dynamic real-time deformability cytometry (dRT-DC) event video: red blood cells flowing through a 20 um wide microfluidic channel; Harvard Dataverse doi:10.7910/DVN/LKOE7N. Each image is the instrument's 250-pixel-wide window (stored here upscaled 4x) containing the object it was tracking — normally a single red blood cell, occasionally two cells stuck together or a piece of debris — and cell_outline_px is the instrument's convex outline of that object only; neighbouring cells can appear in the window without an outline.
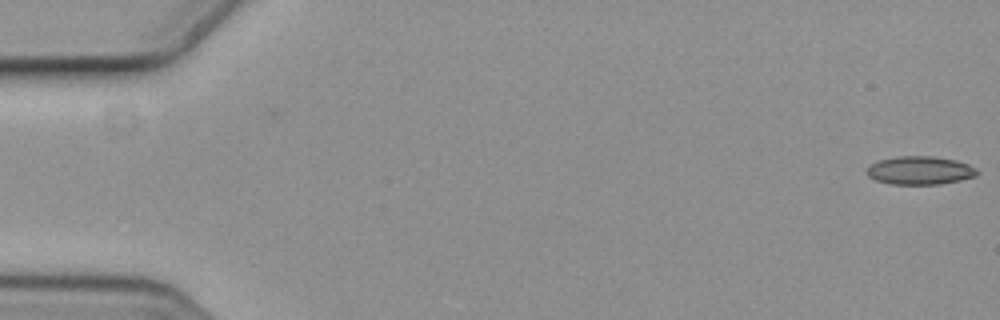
{"species": "common noctule bat (a hibernating species)", "species_latin": "Nyctalus noctula", "temperature_condition": "cold", "stored_images_in_passage": 2, "camera_frame_rate_fps": 3000, "um_per_image_px": 0.085, "animal": {"sex": "female", "body_mass_g": 19.3, "forearm_length_mm": 54.1}, "frame": {"image": 1, "passage_image": 2, "time_ms": 0.333, "image_size_px": [1000, 320], "cell_outline_px": [[980, 172], [976, 176], [960, 180], [940, 184], [892, 184], [876, 180], [868, 176], [868, 164], [880, 160], [896, 156], [932, 156], [956, 160], [968, 164], [976, 168]], "centroid_in_image_um": [78.21, 14.48], "position_along_channel_um": 6.8, "area_um2": 18.21}}